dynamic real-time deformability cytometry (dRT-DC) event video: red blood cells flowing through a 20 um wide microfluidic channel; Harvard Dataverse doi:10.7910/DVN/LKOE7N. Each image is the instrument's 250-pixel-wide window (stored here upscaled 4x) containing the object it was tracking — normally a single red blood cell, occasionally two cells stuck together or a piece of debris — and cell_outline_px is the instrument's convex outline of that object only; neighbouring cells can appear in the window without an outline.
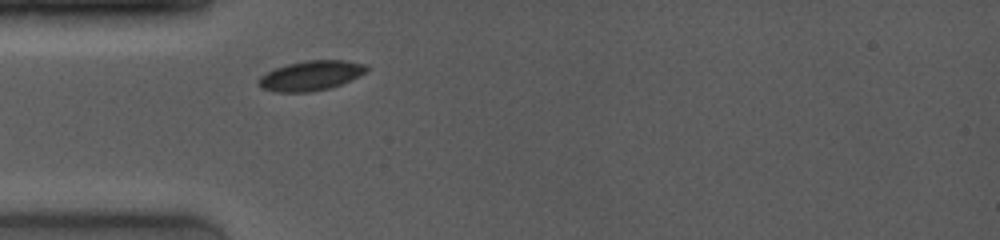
{"species": "common noctule bat (a hibernating species)", "species_latin": "Nyctalus noctula", "temperature_condition": "room temperature", "stored_images_in_passage": 18, "camera_frame_rate_fps": 4000, "um_per_image_px": 0.085, "animal": {"sex": "female", "body_mass_g": 19.0, "forearm_length_mm": 53.3}, "frame": {"image": 1, "passage_image": 1, "time_ms": 0.0, "image_size_px": [1000, 240], "cell_outline_px": [[368, 72], [360, 76], [340, 84], [328, 88], [312, 92], [276, 92], [260, 88], [260, 76], [276, 68], [288, 64], [308, 60], [344, 60], [364, 64], [368, 68]], "centroid_in_image_um": [26.45, 6.43], "position_along_channel_um": 58.5, "area_um2": 18.55}}
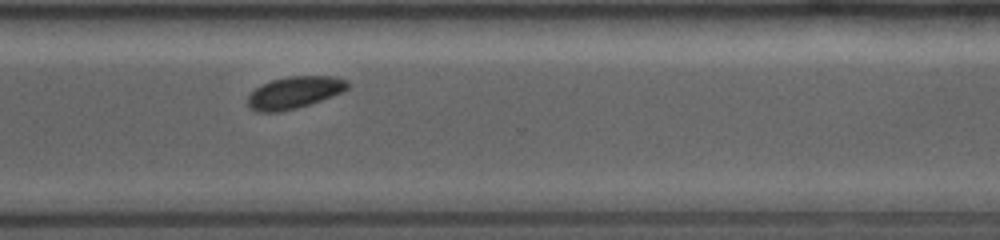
{"frame": {"image": 2, "passage_image": 14, "time_ms": 7.25, "image_size_px": [1000, 240], "cell_outline_px": [[348, 88], [332, 96], [296, 108], [280, 112], [256, 112], [248, 108], [248, 96], [256, 88], [272, 80], [288, 76], [332, 76], [348, 80]], "centroid_in_image_um": [25.0, 7.87], "position_along_channel_um": 345.6, "area_um2": 18.44}}
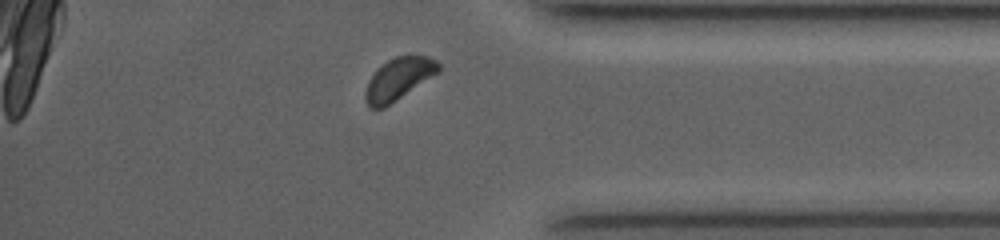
{"frame": {"image": 3, "passage_image": 17, "time_ms": 8.75, "image_size_px": [1000, 240], "cell_outline_px": [[440, 72], [384, 108], [368, 108], [364, 96], [364, 92], [368, 80], [376, 68], [388, 60], [396, 56], [408, 52], [428, 56], [436, 60], [440, 64]], "centroid_in_image_um": [33.89, 6.66], "position_along_channel_um": 401.3, "area_um2": 18.55}, "authors_computed_cell_mechanics": {"area_um2": 18.5538, "velocity_mm_per_s": 4.0058, "shape_relaxation_time_tau1_ms": 2.0306, "shape_relaxation_time_tau2_ms": 5.1746, "deformation_change_tau1": 0.0693, "deformation_change_tau2": 0.0509}}